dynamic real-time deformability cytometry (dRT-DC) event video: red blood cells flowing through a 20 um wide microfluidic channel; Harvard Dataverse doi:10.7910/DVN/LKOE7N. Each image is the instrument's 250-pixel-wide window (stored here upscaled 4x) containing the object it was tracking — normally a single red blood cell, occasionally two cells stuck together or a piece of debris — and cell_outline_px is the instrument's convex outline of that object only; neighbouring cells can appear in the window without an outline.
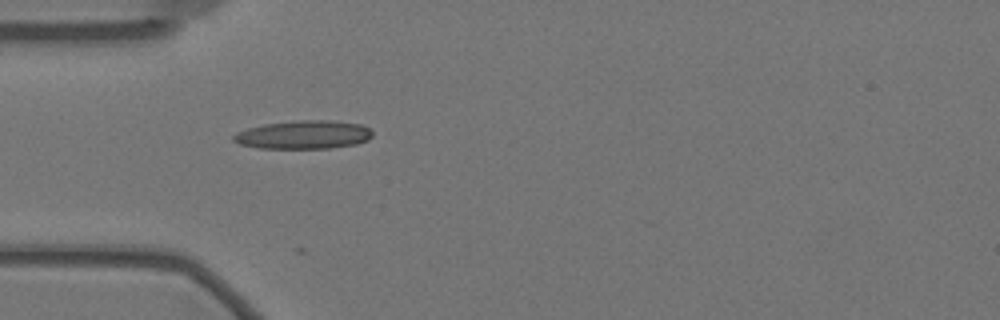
{"species": "Egyptian fruit bat (a non-hibernating species)", "species_latin": "Rousettus aegyptiacus", "temperature_condition": "warm", "stored_images_in_passage": 36, "camera_frame_rate_fps": 3000, "um_per_image_px": 0.085, "animal": {"sex": "female"}, "frame": {"image": 1, "passage_image": 2, "time_ms": 0.333, "image_size_px": [1000, 320], "cell_outline_px": [[372, 136], [368, 140], [356, 144], [328, 148], [260, 148], [240, 144], [232, 140], [232, 136], [236, 132], [248, 128], [264, 124], [296, 120], [332, 120], [360, 124], [368, 128], [372, 132]], "centroid_in_image_um": [25.79, 11.44], "position_along_channel_um": 59.2, "area_um2": 23.0}}
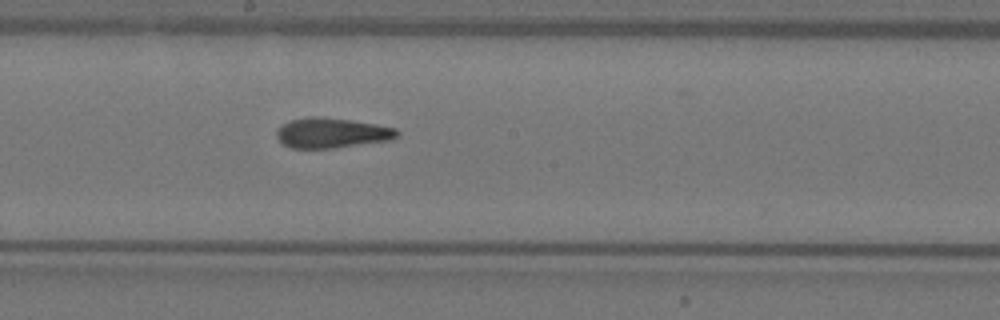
{"frame": {"image": 2, "passage_image": 16, "time_ms": 5.0, "image_size_px": [1000, 320], "cell_outline_px": [[400, 136], [392, 140], [332, 148], [292, 148], [284, 144], [276, 136], [276, 132], [284, 124], [292, 120], [304, 116], [324, 116], [352, 120], [376, 124], [396, 128], [400, 132]], "centroid_in_image_um": [28.25, 11.28], "position_along_channel_um": 219.9, "area_um2": 21.27}}
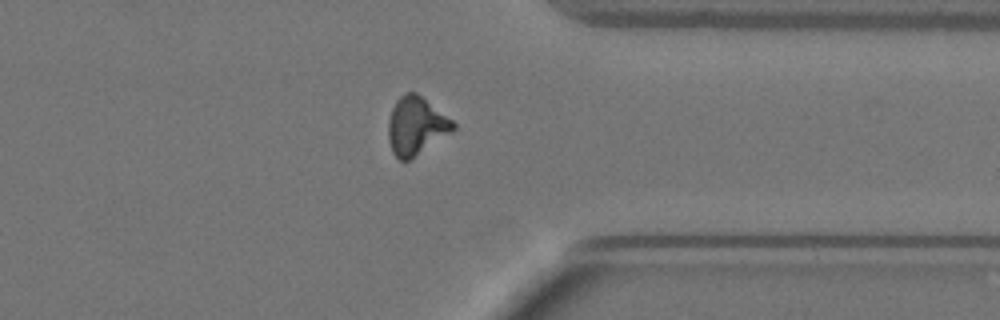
{"frame": {"image": 3, "passage_image": 30, "time_ms": 9.667, "image_size_px": [1000, 320], "cell_outline_px": [[456, 128], [452, 132], [408, 160], [400, 160], [392, 152], [388, 140], [388, 120], [392, 108], [396, 100], [400, 96], [408, 92], [416, 92], [452, 120], [456, 124]], "centroid_in_image_um": [35.35, 10.69], "position_along_channel_um": 376.1, "area_um2": 21.68}, "authors_computed_cell_mechanics": {"area_um2": 21.0392, "velocity_mm_per_s": 3.4832, "shape_relaxation_time_tau1_ms": null, "shape_relaxation_time_tau2_ms": 2.3662, "deformation_change_tau1": null, "deformation_change_tau2": 0.1148}}